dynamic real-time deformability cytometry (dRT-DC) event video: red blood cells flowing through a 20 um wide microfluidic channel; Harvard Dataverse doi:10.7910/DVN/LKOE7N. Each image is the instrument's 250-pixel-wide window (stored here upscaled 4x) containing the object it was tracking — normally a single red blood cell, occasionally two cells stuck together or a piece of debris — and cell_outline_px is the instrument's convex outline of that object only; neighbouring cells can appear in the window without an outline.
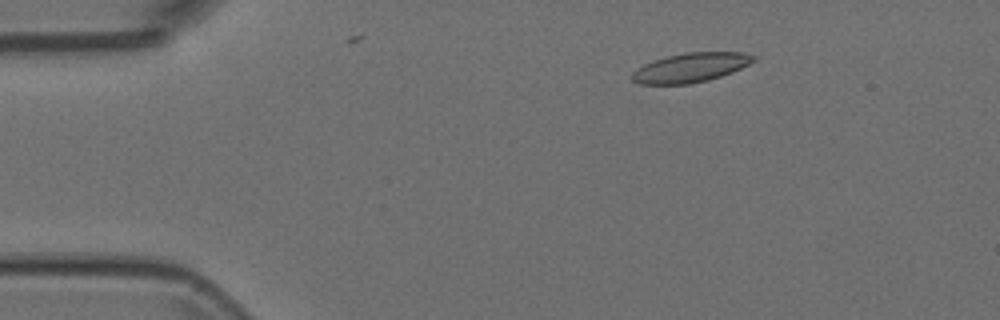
{"species": "Egyptian fruit bat (a non-hibernating species)", "species_latin": "Rousettus aegyptiacus", "temperature_condition": "room temperature", "stored_images_in_passage": 7, "camera_frame_rate_fps": 3000, "um_per_image_px": 0.085, "animal": {"sex": "female"}, "frame": {"image": 1, "passage_image": 5, "time_ms": 1.333, "image_size_px": [1000, 320], "cell_outline_px": [[756, 60], [732, 72], [708, 80], [688, 84], [640, 84], [632, 80], [632, 72], [636, 68], [652, 60], [668, 56], [688, 52], [744, 52], [756, 56]], "centroid_in_image_um": [58.69, 5.74], "position_along_channel_um": 26.3, "area_um2": 20.69}}